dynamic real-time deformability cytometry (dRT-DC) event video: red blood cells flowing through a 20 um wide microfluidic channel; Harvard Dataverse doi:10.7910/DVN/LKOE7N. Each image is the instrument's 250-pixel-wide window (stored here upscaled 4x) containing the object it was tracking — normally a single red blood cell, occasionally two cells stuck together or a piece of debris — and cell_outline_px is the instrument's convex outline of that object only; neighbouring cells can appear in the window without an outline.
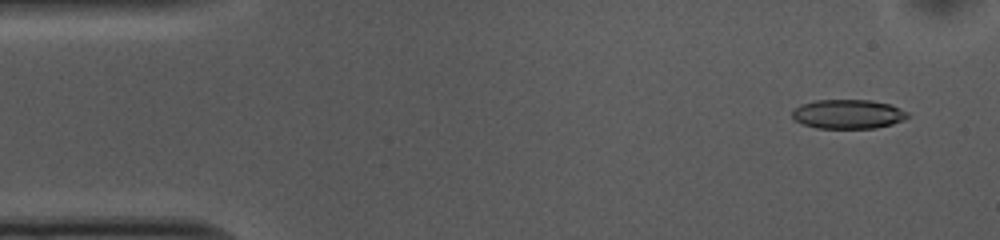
{"species": "common noctule bat (a hibernating species)", "species_latin": "Nyctalus noctula", "temperature_condition": "cold", "stored_images_in_passage": 52, "camera_frame_rate_fps": 3000, "um_per_image_px": 0.085, "animal": {"sex": "female", "body_mass_g": 10.0, "forearm_length_mm": 53.1}, "frame": {"image": 1, "passage_image": 3, "time_ms": 0.667, "image_size_px": [1000, 240], "cell_outline_px": [[908, 116], [904, 120], [892, 124], [876, 128], [816, 128], [804, 124], [796, 120], [792, 116], [792, 112], [800, 104], [816, 100], [872, 100], [892, 104], [908, 112]], "centroid_in_image_um": [72.12, 9.69], "position_along_channel_um": 12.9, "area_um2": 19.71}}
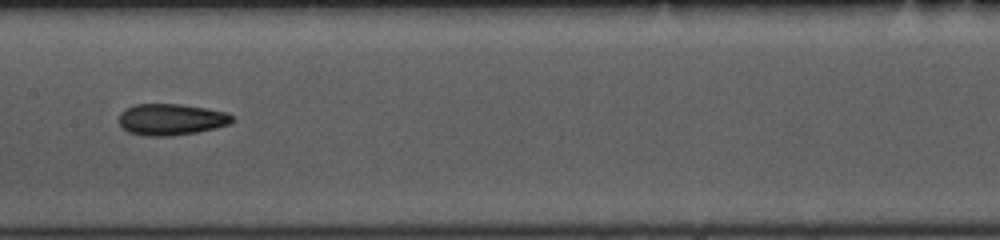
{"frame": {"image": 2, "passage_image": 25, "time_ms": 8.0, "image_size_px": [1000, 240], "cell_outline_px": [[236, 120], [228, 124], [216, 128], [196, 132], [168, 136], [144, 136], [128, 132], [120, 124], [120, 112], [124, 108], [136, 104], [180, 104], [208, 108], [228, 112]], "centroid_in_image_um": [14.56, 10.14], "position_along_channel_um": 192.8, "area_um2": 20.87}}
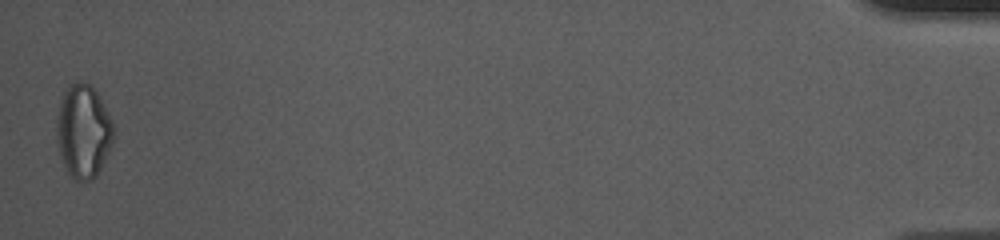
{"frame": {"image": 3, "passage_image": 52, "time_ms": 17.0, "image_size_px": [1000, 240], "cell_outline_px": [[116, 128], [112, 144], [96, 176], [92, 180], [76, 180], [64, 168], [60, 156], [56, 140], [56, 124], [60, 100], [68, 84], [76, 80], [80, 80], [88, 84], [96, 92], [112, 120]], "centroid_in_image_um": [7.07, 11.14], "position_along_channel_um": 428.1, "area_um2": 31.15}, "authors_computed_cell_mechanics": {"area_um2": 20.4612, "velocity_mm_per_s": 3.6988, "shape_relaxation_time_tau1_ms": 9.448, "shape_relaxation_time_tau2_ms": 4.6335, "deformation_change_tau1": 0.1673, "deformation_change_tau2": 0.1289}}